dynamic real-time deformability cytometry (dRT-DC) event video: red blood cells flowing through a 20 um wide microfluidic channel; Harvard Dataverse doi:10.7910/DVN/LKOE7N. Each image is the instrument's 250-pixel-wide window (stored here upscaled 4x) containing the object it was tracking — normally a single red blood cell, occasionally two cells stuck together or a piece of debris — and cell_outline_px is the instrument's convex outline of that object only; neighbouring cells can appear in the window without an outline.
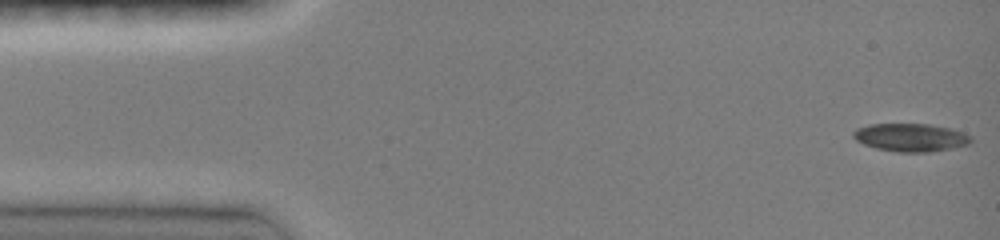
{"species": "common noctule bat (a hibernating species)", "species_latin": "Nyctalus noctula", "temperature_condition": "room temperature", "stored_images_in_passage": 42, "camera_frame_rate_fps": 3000, "um_per_image_px": 0.085, "animal": {"sex": "female", "body_mass_g": 19.0, "forearm_length_mm": 51.5}, "frame": {"image": 1, "passage_image": 1, "time_ms": 0.0, "image_size_px": [1000, 240], "cell_outline_px": [[972, 140], [968, 144], [952, 148], [928, 152], [896, 152], [876, 148], [864, 144], [856, 140], [852, 136], [852, 132], [856, 128], [868, 124], [928, 124], [952, 128], [972, 136]], "centroid_in_image_um": [77.39, 11.68], "position_along_channel_um": 7.6, "area_um2": 19.31}}
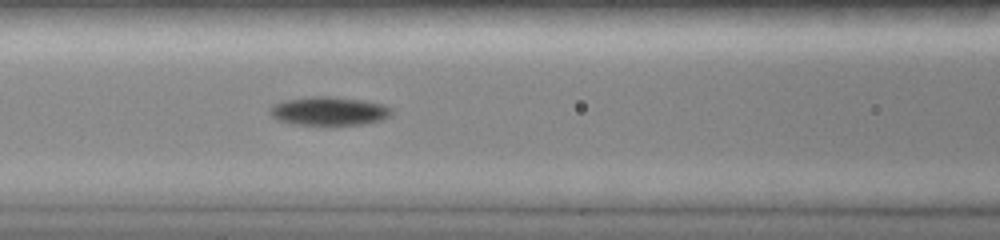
{"frame": {"image": 2, "passage_image": 19, "time_ms": 6.0, "image_size_px": [1000, 240], "cell_outline_px": [[396, 112], [392, 116], [384, 120], [364, 124], [292, 124], [276, 120], [268, 112], [268, 108], [272, 104], [284, 100], [308, 96], [328, 96], [360, 100], [384, 104], [392, 108]], "centroid_in_image_um": [27.98, 9.43], "position_along_channel_um": 138.6, "area_um2": 20.63}}
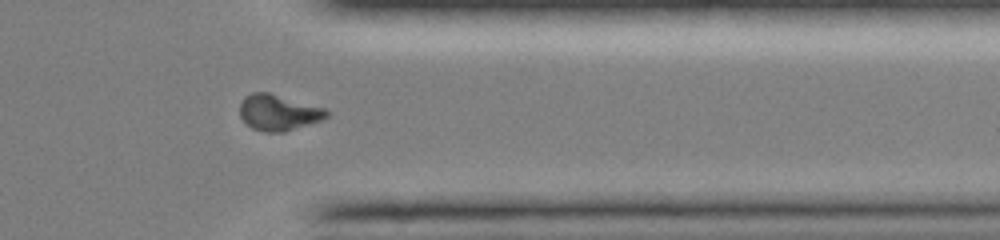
{"frame": {"image": 3, "passage_image": 37, "time_ms": 12.0, "image_size_px": [1000, 240], "cell_outline_px": [[332, 112], [324, 120], [284, 132], [264, 132], [252, 128], [240, 116], [240, 104], [244, 96], [252, 92], [268, 92], [324, 108]], "centroid_in_image_um": [23.69, 9.57], "position_along_channel_um": 387.7, "area_um2": 18.26}}